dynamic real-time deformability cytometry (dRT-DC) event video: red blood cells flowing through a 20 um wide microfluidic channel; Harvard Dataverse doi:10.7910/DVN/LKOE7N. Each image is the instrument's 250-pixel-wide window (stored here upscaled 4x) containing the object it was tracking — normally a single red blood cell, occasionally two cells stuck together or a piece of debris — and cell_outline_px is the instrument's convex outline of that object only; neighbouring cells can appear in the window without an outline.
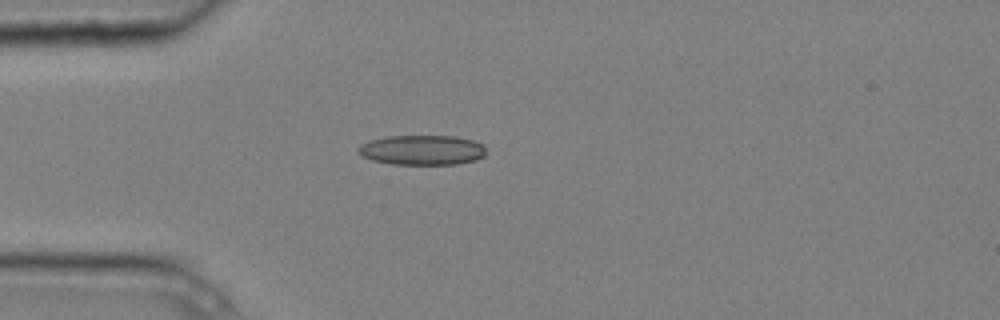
{"species": "common noctule bat (a hibernating species)", "species_latin": "Nyctalus noctula", "temperature_condition": "cold", "stored_images_in_passage": 5, "camera_frame_rate_fps": 3000, "um_per_image_px": 0.085, "animal": {"sex": "male", "body_mass_g": 20.4}, "frame": {"image": 1, "passage_image": 4, "time_ms": 1.0, "image_size_px": [1000, 320], "cell_outline_px": [[488, 152], [484, 156], [476, 160], [456, 164], [392, 164], [372, 160], [360, 156], [356, 152], [356, 148], [360, 144], [368, 140], [388, 136], [456, 136], [472, 140], [484, 144]], "centroid_in_image_um": [35.86, 12.75], "position_along_channel_um": 49.1, "area_um2": 22.66}}